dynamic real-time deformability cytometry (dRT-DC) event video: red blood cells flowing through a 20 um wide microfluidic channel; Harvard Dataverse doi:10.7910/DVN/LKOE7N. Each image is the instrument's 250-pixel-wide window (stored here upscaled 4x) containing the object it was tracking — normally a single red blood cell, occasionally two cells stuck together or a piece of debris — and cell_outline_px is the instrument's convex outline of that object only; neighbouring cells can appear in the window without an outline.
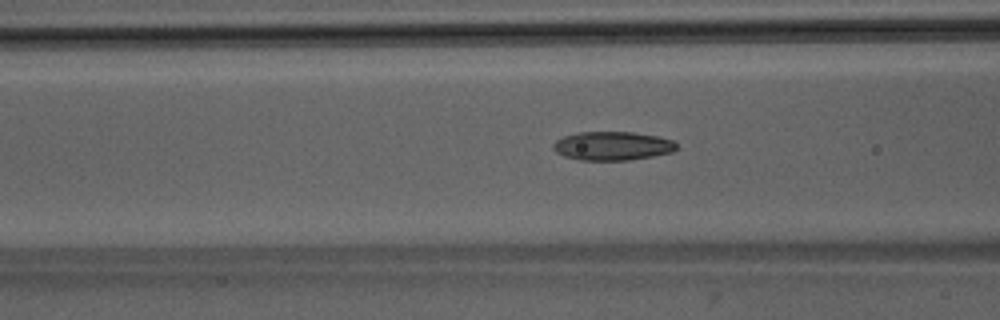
{"species": "Egyptian fruit bat (a non-hibernating species)", "species_latin": "Rousettus aegyptiacus", "temperature_condition": "room temperature", "stored_images_in_passage": 42, "camera_frame_rate_fps": 3000, "um_per_image_px": 0.085, "animal": {"sex": "male"}, "frame": {"image": 1, "passage_image": 13, "time_ms": 4.0, "image_size_px": [1000, 320], "cell_outline_px": [[676, 148], [672, 152], [652, 156], [628, 160], [580, 160], [564, 156], [556, 152], [552, 148], [552, 144], [556, 140], [564, 136], [576, 132], [632, 132], [656, 136], [672, 140], [676, 144]], "centroid_in_image_um": [52.01, 12.4], "position_along_channel_um": 114.6, "area_um2": 20.58}}
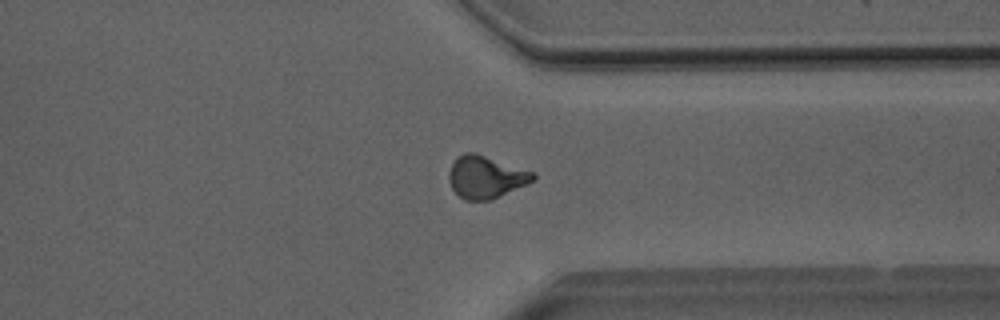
{"frame": {"image": 2, "passage_image": 32, "time_ms": 10.333, "image_size_px": [1000, 320], "cell_outline_px": [[536, 176], [528, 184], [492, 200], [464, 200], [452, 188], [448, 180], [448, 172], [456, 156], [464, 152], [476, 152], [536, 172]], "centroid_in_image_um": [41.3, 15.03], "position_along_channel_um": 370.1, "area_um2": 21.15}}
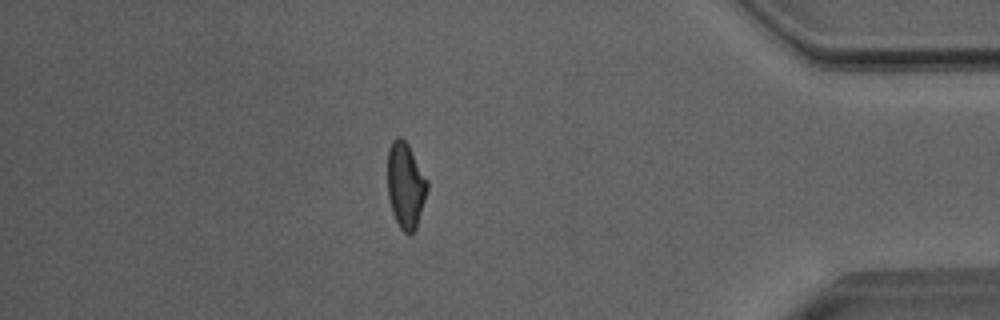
{"frame": {"image": 3, "passage_image": 37, "time_ms": 12.0, "image_size_px": [1000, 320], "cell_outline_px": [[428, 188], [416, 228], [408, 236], [400, 228], [392, 212], [388, 196], [388, 148], [392, 140], [396, 136], [400, 136], [408, 144], [428, 180]], "centroid_in_image_um": [34.47, 15.74], "position_along_channel_um": 400.7, "area_um2": 19.88}, "authors_computed_cell_mechanics": {"area_um2": 19.9699, "velocity_mm_per_s": 4.0488, "shape_relaxation_time_tau1_ms": 4.8916, "shape_relaxation_time_tau2_ms": 2.2924, "deformation_change_tau1": 0.1605, "deformation_change_tau2": 0.0841}}